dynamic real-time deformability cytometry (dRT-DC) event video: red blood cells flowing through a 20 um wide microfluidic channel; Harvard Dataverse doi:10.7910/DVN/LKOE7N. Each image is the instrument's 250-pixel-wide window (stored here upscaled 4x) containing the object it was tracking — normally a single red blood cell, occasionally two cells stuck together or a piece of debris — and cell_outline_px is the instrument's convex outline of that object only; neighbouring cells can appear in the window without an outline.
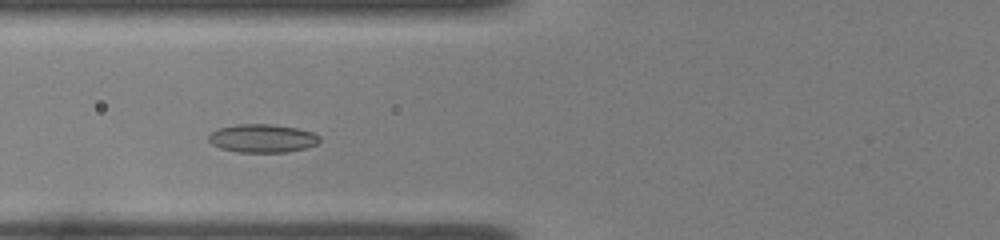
{"species": "common noctule bat (a hibernating species)", "species_latin": "Nyctalus noctula", "temperature_condition": "room temperature", "stored_images_in_passage": 33, "camera_frame_rate_fps": 3000, "um_per_image_px": 0.085, "animal": {"sex": "female", "body_mass_g": 22.0, "forearm_length_mm": 56.7}, "frame": {"image": 1, "passage_image": 3, "time_ms": 0.667, "image_size_px": [1000, 240], "cell_outline_px": [[320, 140], [316, 144], [304, 148], [288, 152], [236, 152], [220, 148], [212, 144], [208, 140], [208, 136], [216, 128], [236, 124], [272, 124], [296, 128], [312, 132], [320, 136]], "centroid_in_image_um": [22.27, 11.75], "position_along_channel_um": 103.5, "area_um2": 18.38}}
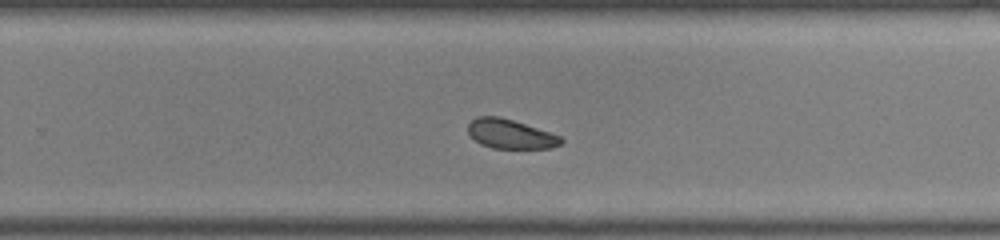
{"frame": {"image": 2, "passage_image": 17, "time_ms": 5.333, "image_size_px": [1000, 240], "cell_outline_px": [[564, 140], [560, 144], [552, 148], [492, 148], [480, 144], [468, 132], [468, 124], [476, 116], [500, 116], [560, 136]], "centroid_in_image_um": [43.36, 11.39], "position_along_channel_um": 286.4, "area_um2": 15.66}}
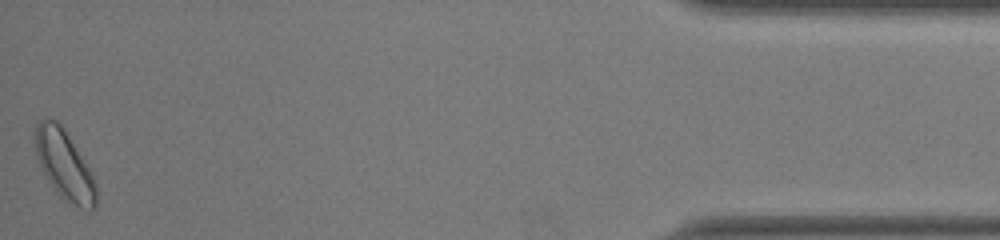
{"frame": {"image": 3, "passage_image": 33, "time_ms": 10.667, "image_size_px": [1000, 240], "cell_outline_px": [[96, 208], [92, 212], [88, 212], [68, 204], [56, 192], [48, 180], [36, 156], [36, 124], [40, 120], [48, 116], [56, 120], [60, 124], [68, 136], [88, 168], [96, 184]], "centroid_in_image_um": [5.49, 14.09], "position_along_channel_um": 429.7, "area_um2": 24.39}, "authors_computed_cell_mechanics": {"area_um2": 17.2822, "velocity_mm_per_s": 3.9275, "shape_relaxation_time_tau1_ms": 6.0403, "shape_relaxation_time_tau2_ms": 9.1887, "deformation_change_tau1": 0.1377, "deformation_change_tau2": 0.1603}}